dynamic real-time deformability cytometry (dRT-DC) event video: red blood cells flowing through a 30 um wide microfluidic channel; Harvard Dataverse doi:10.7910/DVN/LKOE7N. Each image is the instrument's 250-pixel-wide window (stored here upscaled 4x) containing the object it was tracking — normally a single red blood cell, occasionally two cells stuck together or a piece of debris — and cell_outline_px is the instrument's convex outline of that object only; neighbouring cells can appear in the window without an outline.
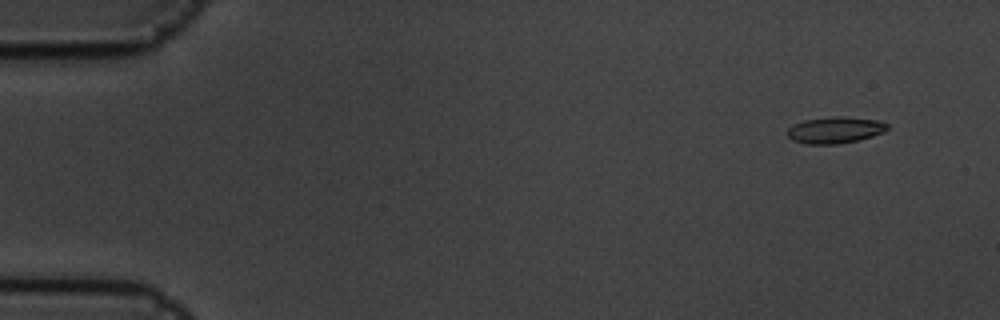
{"species": "common noctule bat (a hibernating species)", "species_latin": "Nyctalus noctula", "temperature_condition": "cold", "stored_images_in_passage": 6, "camera_frame_rate_fps": 3000, "um_per_image_px": 0.085, "animal": {"sex": "male", "body_mass_g": 19.5, "forearm_length_mm": 54.6}, "frame": {"image": 1, "passage_image": 2, "time_ms": 0.333, "image_size_px": [1000, 320], "cell_outline_px": [[888, 128], [884, 132], [872, 136], [856, 140], [836, 144], [804, 144], [792, 140], [788, 136], [788, 128], [804, 120], [828, 116], [840, 116], [876, 120], [888, 124]], "centroid_in_image_um": [70.96, 11.05], "position_along_channel_um": 14.0, "area_um2": 15.32}}
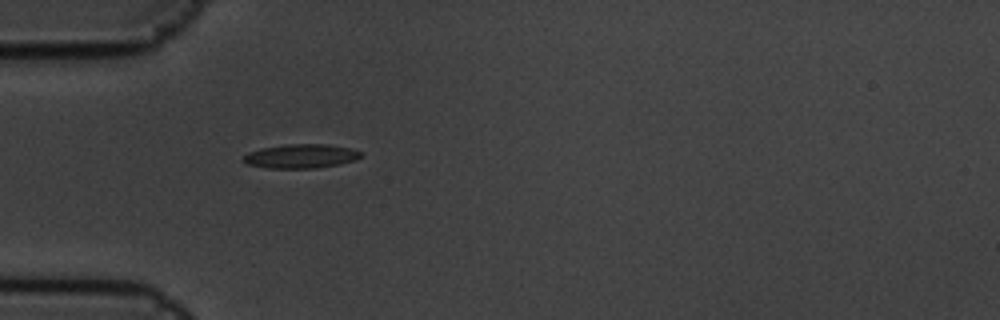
{"frame": {"image": 2, "passage_image": 6, "time_ms": 1.667, "image_size_px": [1000, 320], "cell_outline_px": [[364, 152], [356, 160], [340, 164], [316, 168], [268, 168], [248, 164], [240, 160], [248, 152], [264, 148], [288, 144], [328, 144], [352, 148]], "centroid_in_image_um": [25.62, 13.27], "position_along_channel_um": 59.4, "area_um2": 16.53}}